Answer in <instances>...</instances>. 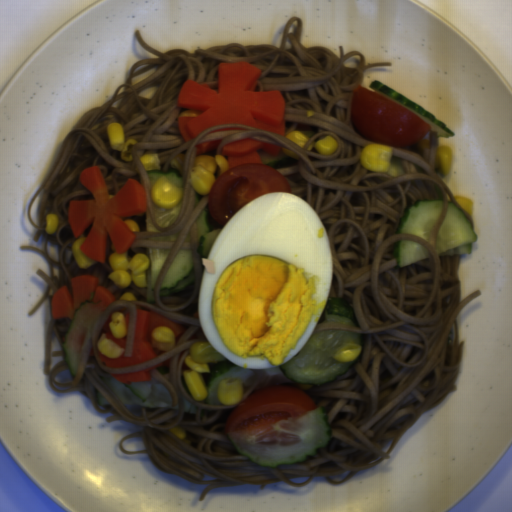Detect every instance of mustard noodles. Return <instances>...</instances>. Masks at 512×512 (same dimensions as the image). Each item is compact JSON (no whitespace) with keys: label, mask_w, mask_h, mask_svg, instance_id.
Returning <instances> with one entry per match:
<instances>
[{"label":"mustard noodles","mask_w":512,"mask_h":512,"mask_svg":"<svg viewBox=\"0 0 512 512\" xmlns=\"http://www.w3.org/2000/svg\"><path fill=\"white\" fill-rule=\"evenodd\" d=\"M140 46L154 54L129 68L126 82L113 97L95 106L75 123L65 136L53 165L42 185L32 195L27 218L36 229L34 242L43 238L42 249L21 245V251L43 256L50 275L36 269L46 284L42 298L29 311L32 316L48 301L49 323L45 335L43 375L58 393L80 392L98 414L111 413L105 422L126 421L141 427L119 442L120 453L147 454L151 463L166 474L194 484H207L198 501L207 492L231 485H260V490L275 483L304 488L321 477L331 485H340L360 471L387 458L403 435L428 411L440 405L457 389L465 340L459 335V316L464 307L482 294L481 289L461 300L458 274L462 255H443L436 249L439 230L448 201L461 209L471 228L475 223L455 200V194L443 181L438 149L439 135L429 130L412 147H392L393 158L402 161L405 173L391 176L374 173L360 162L363 149L372 141L354 132L350 105L357 85L363 87L369 68L391 67V62L365 63L360 50L340 56L323 46L305 47L301 43L302 17H291L284 25L279 46L273 43L234 42L159 51L145 42L139 29L134 34ZM247 61L262 69L256 90H281L286 100L285 137L243 125H216L194 139L184 142L178 128L180 112L190 108L177 106V95L186 79L218 88V65ZM123 125L126 141L138 143L130 149L132 160L121 159V151L110 149L107 126ZM308 136L304 148L286 138L292 130ZM332 136L339 147L330 156L306 151L313 140ZM253 138L280 146V156L271 157L259 150L263 164L286 176L292 195L317 212L328 232L332 254V274L328 297H340L353 304L357 327L339 323L316 325L320 330H345L363 334L367 347L341 346L333 355L340 362H351L343 376L325 385L312 386L288 381L284 375H269L253 369V382L243 385L241 401L262 388L297 387L315 400L328 416L331 442L319 448L316 456L297 465L258 467L233 450L225 420L234 405H209L191 396L183 372L189 347L207 340L197 314L198 288L206 258L197 250L196 220L207 209L208 195L198 194L190 183L195 144L221 139L217 149L231 141ZM147 152L160 155L161 167H170L183 176L181 211L174 224L161 228L154 220L151 186L140 157ZM99 165L110 195L127 181L141 182L148 211L123 216L139 223L134 241L127 250L147 255L149 248H169V256L155 284L153 304L146 303V288L131 283L116 286L108 275V258L113 254L107 236L105 262L80 268L72 254L73 243L87 237L90 226L73 237L69 223V201L93 199L79 180L82 169ZM440 198L444 208L431 241L396 228L406 206L421 198ZM59 218L55 234L45 232L46 215ZM409 239L426 246L429 257L398 268L393 256L395 241ZM178 249L191 250L196 277L182 291L159 298L160 282ZM97 277L116 300L94 325L83 349L78 372L69 374L62 345L70 318L53 319L51 300L58 288L70 293V279L80 275ZM131 292L135 301H120ZM129 309L126 356L131 343L137 309H150L181 325L182 331L170 352L128 367L110 368L98 358L96 343L100 331L113 312ZM169 357L170 362L152 370L151 376L168 388L173 402L169 407L121 404L103 381L107 373H128L156 365ZM103 393L109 405L97 406L93 389ZM183 427L185 438L178 439L169 428Z\"/></svg>","instance_id":"mustard-noodles-1"}]
</instances>
